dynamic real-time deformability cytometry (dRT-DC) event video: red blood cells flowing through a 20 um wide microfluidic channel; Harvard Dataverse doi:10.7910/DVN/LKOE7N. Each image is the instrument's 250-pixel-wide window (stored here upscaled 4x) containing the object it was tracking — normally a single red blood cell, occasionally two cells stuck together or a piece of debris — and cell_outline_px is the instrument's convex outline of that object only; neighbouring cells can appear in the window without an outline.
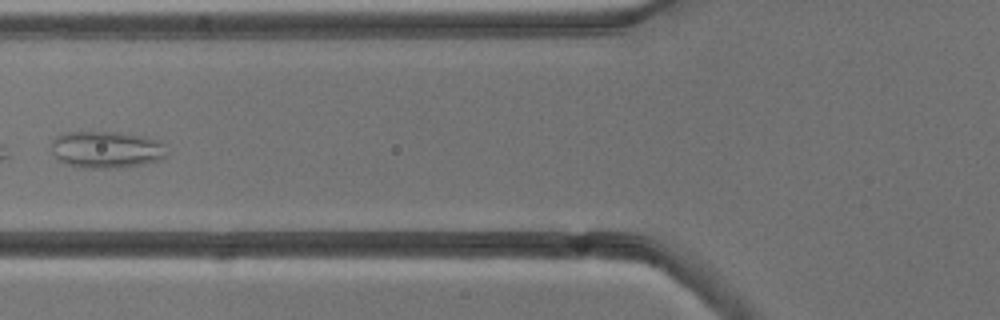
{"species": "common noctule bat (a hibernating species)", "species_latin": "Nyctalus noctula", "temperature_condition": "cold", "stored_images_in_passage": 5, "camera_frame_rate_fps": 3000, "um_per_image_px": 0.085, "animal": {"sex": "male", "body_mass_g": 13.3}, "frame": {"image": 1, "passage_image": 5, "time_ms": 4.333, "image_size_px": [1000, 320], "cell_outline_px": [[168, 156], [160, 160], [144, 164], [116, 168], [76, 168], [64, 164], [52, 152], [52, 140], [56, 136], [64, 132], [116, 132], [140, 136], [160, 140], [164, 144], [168, 152]], "centroid_in_image_um": [9.06, 12.73], "position_along_channel_um": 116.7, "area_um2": 25.2}}